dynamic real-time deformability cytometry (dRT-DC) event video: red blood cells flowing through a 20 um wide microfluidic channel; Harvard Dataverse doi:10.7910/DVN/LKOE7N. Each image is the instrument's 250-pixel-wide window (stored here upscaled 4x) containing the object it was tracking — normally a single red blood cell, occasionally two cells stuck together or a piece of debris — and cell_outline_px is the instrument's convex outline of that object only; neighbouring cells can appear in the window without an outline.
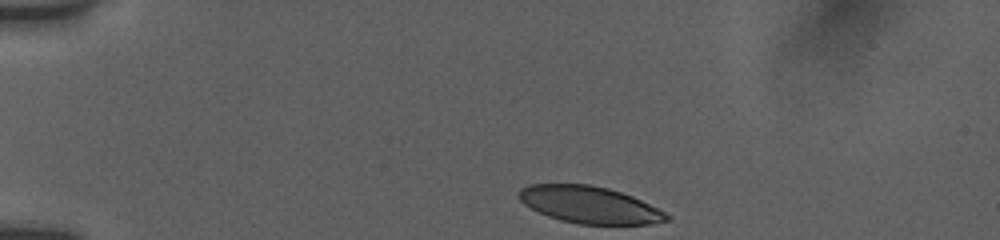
{"species": "human", "species_latin": "Homo sapiens", "temperature_condition": "room temperature", "stored_images_in_passage": 36, "camera_frame_rate_fps": 3000, "um_per_image_px": 0.085, "donor": {"sex": "female"}, "frame": {"image": 1, "passage_image": 1, "time_ms": 0.0, "image_size_px": [1000, 240], "cell_outline_px": [[672, 216], [668, 220], [652, 224], [580, 224], [560, 220], [548, 216], [524, 204], [516, 196], [520, 188], [528, 184], [592, 184], [608, 188], [632, 196]], "centroid_in_image_um": [50.07, 17.4], "position_along_channel_um": 34.9, "area_um2": 31.73}}
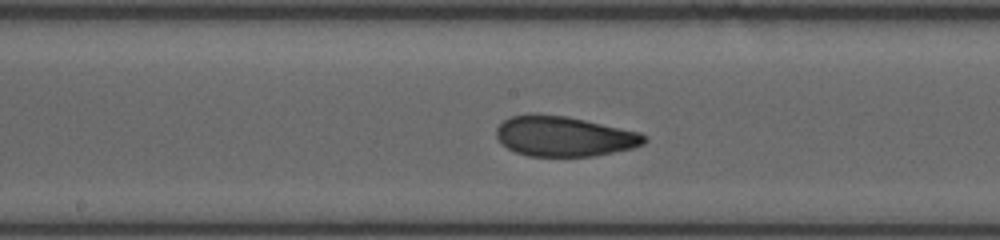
{"frame": {"image": 2, "passage_image": 22, "time_ms": 6.0, "image_size_px": [1000, 240], "cell_outline_px": [[648, 140], [644, 144], [632, 148], [592, 156], [528, 156], [516, 152], [500, 144], [496, 136], [496, 128], [504, 120], [512, 116], [532, 112], [568, 116], [640, 132], [648, 136]], "centroid_in_image_um": [47.93, 11.57], "position_along_channel_um": 200.3, "area_um2": 34.97}}
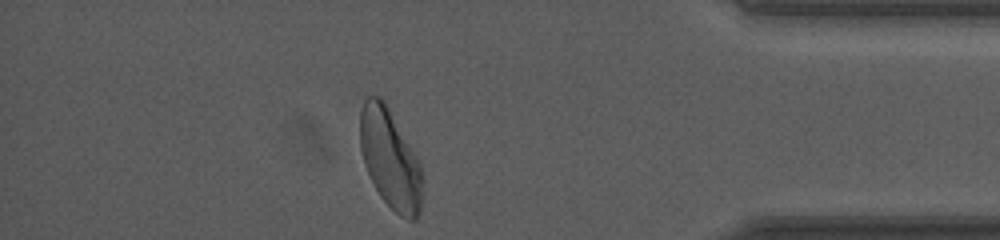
{"frame": {"image": 3, "passage_image": 36, "time_ms": 12.0, "image_size_px": [1000, 240], "cell_outline_px": [[424, 200], [420, 212], [416, 220], [408, 220], [400, 216], [380, 196], [364, 164], [360, 148], [360, 112], [364, 100], [368, 96], [380, 96], [384, 100], [416, 156], [420, 164]], "centroid_in_image_um": [33.18, 13.54], "position_along_channel_um": 402.0, "area_um2": 36.07}, "authors_computed_cell_mechanics": {"area_um2": 34.4488, "velocity_mm_per_s": 3.8505, "shape_relaxation_time_tau1_ms": 3.9129, "shape_relaxation_time_tau2_ms": 1.7804, "deformation_change_tau1": 0.1452, "deformation_change_tau2": 0.0825}}